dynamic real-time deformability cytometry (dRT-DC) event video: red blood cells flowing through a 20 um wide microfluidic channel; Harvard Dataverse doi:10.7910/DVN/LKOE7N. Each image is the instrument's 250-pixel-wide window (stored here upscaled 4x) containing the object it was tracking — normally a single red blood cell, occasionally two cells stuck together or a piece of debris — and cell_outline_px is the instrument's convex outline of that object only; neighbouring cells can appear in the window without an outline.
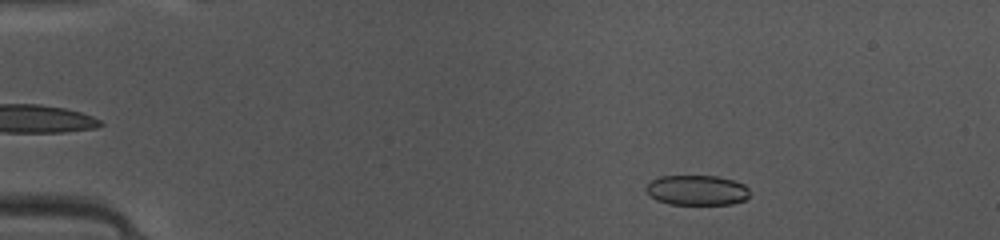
{"species": "common noctule bat (a hibernating species)", "species_latin": "Nyctalus noctula", "temperature_condition": "warm", "stored_images_in_passage": 43, "camera_frame_rate_fps": 3000, "um_per_image_px": 0.085, "animal": {"sex": "female", "body_mass_g": 10.0, "forearm_length_mm": 53.1}, "frame": {"image": 1, "passage_image": 3, "time_ms": 0.667, "image_size_px": [1000, 240], "cell_outline_px": [[748, 196], [744, 200], [732, 204], [668, 204], [656, 200], [644, 188], [652, 180], [660, 176], [716, 176], [732, 180], [744, 184], [748, 188]], "centroid_in_image_um": [59.23, 16.17], "position_along_channel_um": 25.8, "area_um2": 18.03}}
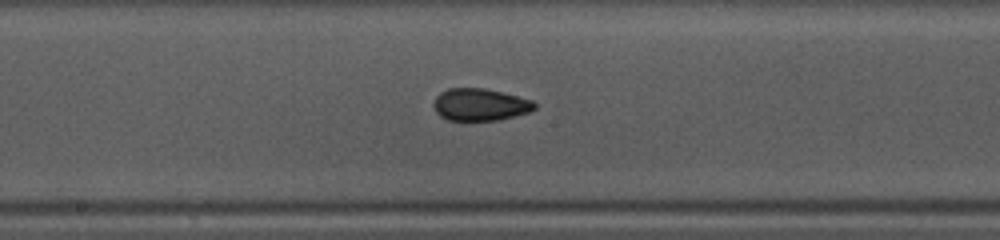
{"frame": {"image": 2, "passage_image": 21, "time_ms": 6.667, "image_size_px": [1000, 240], "cell_outline_px": [[536, 108], [528, 112], [500, 120], [448, 120], [440, 116], [436, 112], [432, 104], [436, 96], [440, 92], [448, 88], [484, 88], [532, 100], [536, 104]], "centroid_in_image_um": [40.77, 8.89], "position_along_channel_um": 207.4, "area_um2": 18.9}}
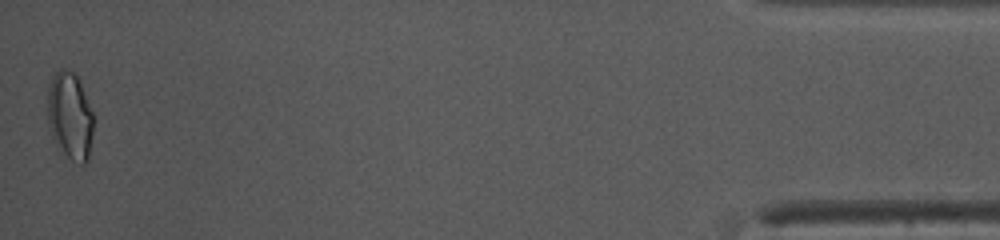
{"frame": {"image": 3, "passage_image": 43, "time_ms": 14.0, "image_size_px": [1000, 240], "cell_outline_px": [[92, 132], [88, 160], [84, 164], [80, 164], [72, 160], [64, 152], [52, 136], [48, 124], [48, 88], [52, 76], [60, 68], [64, 68], [76, 72], [80, 80], [92, 112]], "centroid_in_image_um": [5.95, 9.79], "position_along_channel_um": 429.3, "area_um2": 23.18}, "authors_computed_cell_mechanics": {"area_um2": 19.4786, "velocity_mm_per_s": 4.1629, "shape_relaxation_time_tau1_ms": 9.2728, "shape_relaxation_time_tau2_ms": 1.2581, "deformation_change_tau1": 0.166, "deformation_change_tau2": 0.0648}}